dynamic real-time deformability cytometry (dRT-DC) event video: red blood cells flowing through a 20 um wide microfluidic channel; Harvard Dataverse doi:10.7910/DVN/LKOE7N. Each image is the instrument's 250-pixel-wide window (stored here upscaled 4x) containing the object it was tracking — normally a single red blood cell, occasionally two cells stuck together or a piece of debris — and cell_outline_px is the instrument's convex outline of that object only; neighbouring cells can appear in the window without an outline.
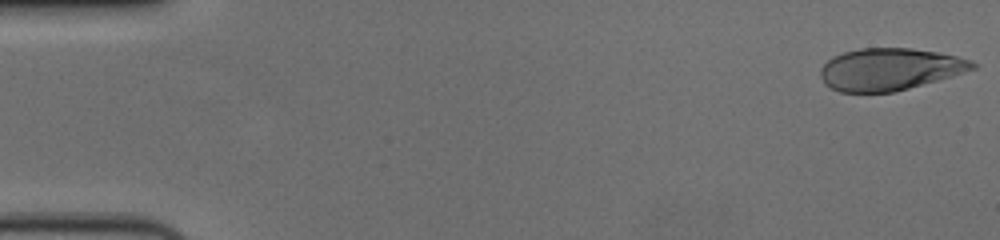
{"species": "human", "species_latin": "Homo sapiens", "temperature_condition": "cold", "stored_images_in_passage": 57, "camera_frame_rate_fps": 3000, "um_per_image_px": 0.085, "donor": {"sex": "female"}, "frame": {"image": 1, "passage_image": 1, "time_ms": 0.0, "image_size_px": [1000, 240], "cell_outline_px": [[980, 64], [976, 68], [952, 76], [908, 88], [892, 92], [840, 92], [828, 88], [824, 84], [820, 76], [820, 68], [832, 56], [844, 52], [860, 48], [912, 48], [936, 52], [956, 56], [972, 60]], "centroid_in_image_um": [75.61, 5.88], "position_along_channel_um": 9.4, "area_um2": 37.4}}
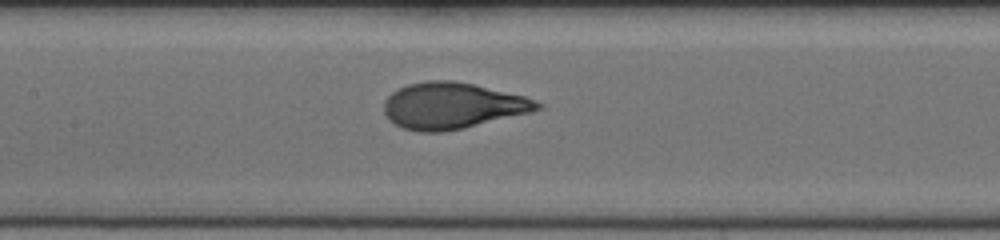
{"frame": {"image": 2, "passage_image": 27, "time_ms": 8.667, "image_size_px": [1000, 240], "cell_outline_px": [[544, 108], [532, 112], [464, 128], [444, 132], [420, 132], [400, 128], [384, 112], [384, 100], [392, 92], [408, 84], [424, 80], [452, 80], [472, 84], [524, 96], [536, 100], [544, 104]], "centroid_in_image_um": [38.47, 8.99], "position_along_channel_um": 168.9, "area_um2": 41.38}}
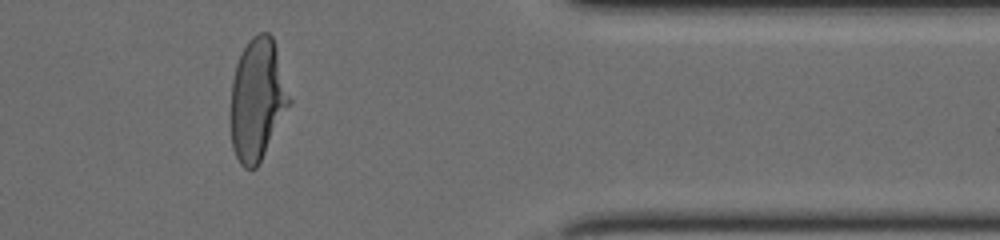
{"frame": {"image": 3, "passage_image": 47, "time_ms": 15.333, "image_size_px": [1000, 240], "cell_outline_px": [[292, 100], [256, 168], [244, 168], [240, 164], [232, 148], [228, 116], [232, 80], [236, 64], [240, 52], [248, 40], [252, 36], [260, 32], [268, 32], [272, 36], [276, 48]], "centroid_in_image_um": [21.83, 8.44], "position_along_channel_um": 389.6, "area_um2": 42.14}, "authors_computed_cell_mechanics": {"area_um2": 40.8646, "velocity_mm_per_s": 3.6249, "shape_relaxation_time_tau1_ms": 3.1154, "shape_relaxation_time_tau2_ms": null, "deformation_change_tau1": 0.2041, "deformation_change_tau2": null}}